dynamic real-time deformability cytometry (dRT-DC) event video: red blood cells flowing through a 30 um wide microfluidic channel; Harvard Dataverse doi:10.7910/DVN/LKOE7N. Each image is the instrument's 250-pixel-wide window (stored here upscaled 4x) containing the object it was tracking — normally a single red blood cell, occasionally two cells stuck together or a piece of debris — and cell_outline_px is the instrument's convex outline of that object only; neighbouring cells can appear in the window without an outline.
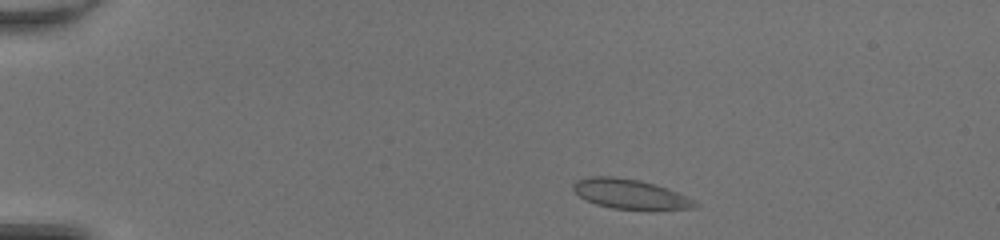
{"species": "common noctule bat (a hibernating species)", "species_latin": "Nyctalus noctula", "temperature_condition": "room temperature", "stored_images_in_passage": 42, "camera_frame_rate_fps": 3000, "um_per_image_px": 0.085, "animal": {"sex": "female", "body_mass_g": 20.0, "forearm_length_mm": 54.0}, "frame": {"image": 1, "passage_image": 3, "time_ms": 0.667, "image_size_px": [1000, 240], "cell_outline_px": [[700, 204], [696, 208], [612, 208], [596, 204], [584, 200], [572, 188], [572, 184], [576, 180], [588, 176], [616, 176], [640, 180], [656, 184], [668, 188], [688, 196], [696, 200]], "centroid_in_image_um": [53.55, 16.46], "position_along_channel_um": 31.5, "area_um2": 20.98}}
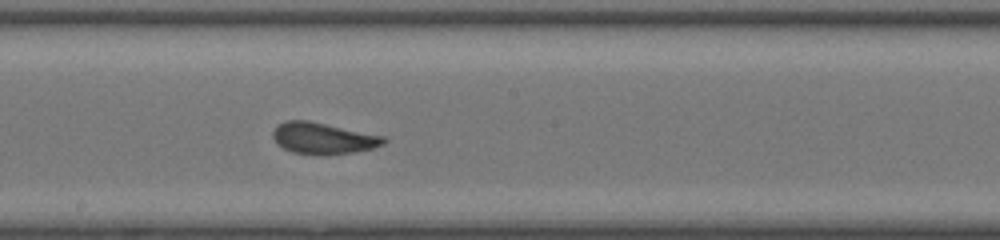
{"frame": {"image": 2, "passage_image": 22, "time_ms": 7.0, "image_size_px": [1000, 240], "cell_outline_px": [[388, 140], [384, 144], [372, 148], [356, 152], [292, 152], [276, 144], [272, 136], [272, 132], [276, 124], [284, 120], [308, 120], [384, 136]], "centroid_in_image_um": [27.43, 11.7], "position_along_channel_um": 220.8, "area_um2": 19.71}}
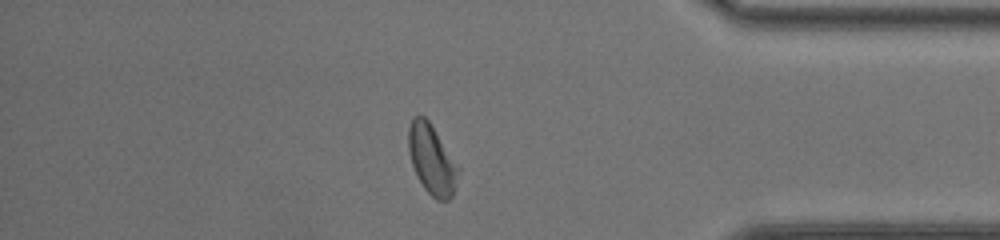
{"frame": {"image": 3, "passage_image": 36, "time_ms": 11.667, "image_size_px": [1000, 240], "cell_outline_px": [[460, 168], [452, 196], [448, 200], [436, 200], [424, 188], [412, 164], [408, 152], [408, 128], [412, 120], [416, 116], [424, 116], [428, 120]], "centroid_in_image_um": [36.7, 13.57], "position_along_channel_um": 398.5, "area_um2": 19.83}, "authors_computed_cell_mechanics": {"area_um2": 20.4323, "velocity_mm_per_s": 4.277, "shape_relaxation_time_tau1_ms": null, "shape_relaxation_time_tau2_ms": 0.8094, "deformation_change_tau1": null, "deformation_change_tau2": 0.0593}}